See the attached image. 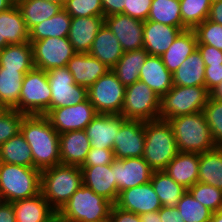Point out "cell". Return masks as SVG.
Returning a JSON list of instances; mask_svg holds the SVG:
<instances>
[{"mask_svg": "<svg viewBox=\"0 0 222 222\" xmlns=\"http://www.w3.org/2000/svg\"><path fill=\"white\" fill-rule=\"evenodd\" d=\"M148 53L144 48L124 52L123 56L111 69L118 80L125 86L139 81V73L145 64Z\"/></svg>", "mask_w": 222, "mask_h": 222, "instance_id": "cell-32", "label": "cell"}, {"mask_svg": "<svg viewBox=\"0 0 222 222\" xmlns=\"http://www.w3.org/2000/svg\"><path fill=\"white\" fill-rule=\"evenodd\" d=\"M103 8V16L121 14L124 11L126 0H100Z\"/></svg>", "mask_w": 222, "mask_h": 222, "instance_id": "cell-52", "label": "cell"}, {"mask_svg": "<svg viewBox=\"0 0 222 222\" xmlns=\"http://www.w3.org/2000/svg\"><path fill=\"white\" fill-rule=\"evenodd\" d=\"M183 30L179 27L146 20L143 45L149 55L162 56Z\"/></svg>", "mask_w": 222, "mask_h": 222, "instance_id": "cell-20", "label": "cell"}, {"mask_svg": "<svg viewBox=\"0 0 222 222\" xmlns=\"http://www.w3.org/2000/svg\"><path fill=\"white\" fill-rule=\"evenodd\" d=\"M198 182L222 190V148L199 154Z\"/></svg>", "mask_w": 222, "mask_h": 222, "instance_id": "cell-34", "label": "cell"}, {"mask_svg": "<svg viewBox=\"0 0 222 222\" xmlns=\"http://www.w3.org/2000/svg\"><path fill=\"white\" fill-rule=\"evenodd\" d=\"M143 23L122 13L104 17V24L117 37L124 52L144 48Z\"/></svg>", "mask_w": 222, "mask_h": 222, "instance_id": "cell-15", "label": "cell"}, {"mask_svg": "<svg viewBox=\"0 0 222 222\" xmlns=\"http://www.w3.org/2000/svg\"><path fill=\"white\" fill-rule=\"evenodd\" d=\"M188 191L202 205L217 212L222 207V190L214 186L196 182Z\"/></svg>", "mask_w": 222, "mask_h": 222, "instance_id": "cell-42", "label": "cell"}, {"mask_svg": "<svg viewBox=\"0 0 222 222\" xmlns=\"http://www.w3.org/2000/svg\"><path fill=\"white\" fill-rule=\"evenodd\" d=\"M83 184L96 194L103 196L110 202H117V189L114 170L109 165L81 166Z\"/></svg>", "mask_w": 222, "mask_h": 222, "instance_id": "cell-19", "label": "cell"}, {"mask_svg": "<svg viewBox=\"0 0 222 222\" xmlns=\"http://www.w3.org/2000/svg\"><path fill=\"white\" fill-rule=\"evenodd\" d=\"M29 42L32 45L35 67L44 71L67 66L76 54L68 37L44 38Z\"/></svg>", "mask_w": 222, "mask_h": 222, "instance_id": "cell-12", "label": "cell"}, {"mask_svg": "<svg viewBox=\"0 0 222 222\" xmlns=\"http://www.w3.org/2000/svg\"><path fill=\"white\" fill-rule=\"evenodd\" d=\"M139 80L162 98L173 87V75L166 68L161 56L149 55L139 73Z\"/></svg>", "mask_w": 222, "mask_h": 222, "instance_id": "cell-25", "label": "cell"}, {"mask_svg": "<svg viewBox=\"0 0 222 222\" xmlns=\"http://www.w3.org/2000/svg\"><path fill=\"white\" fill-rule=\"evenodd\" d=\"M152 0H126L122 14L146 21L150 12Z\"/></svg>", "mask_w": 222, "mask_h": 222, "instance_id": "cell-47", "label": "cell"}, {"mask_svg": "<svg viewBox=\"0 0 222 222\" xmlns=\"http://www.w3.org/2000/svg\"><path fill=\"white\" fill-rule=\"evenodd\" d=\"M161 98L142 81L126 87L121 116L150 121L159 119Z\"/></svg>", "mask_w": 222, "mask_h": 222, "instance_id": "cell-9", "label": "cell"}, {"mask_svg": "<svg viewBox=\"0 0 222 222\" xmlns=\"http://www.w3.org/2000/svg\"><path fill=\"white\" fill-rule=\"evenodd\" d=\"M0 222H16L12 203L0 201Z\"/></svg>", "mask_w": 222, "mask_h": 222, "instance_id": "cell-54", "label": "cell"}, {"mask_svg": "<svg viewBox=\"0 0 222 222\" xmlns=\"http://www.w3.org/2000/svg\"><path fill=\"white\" fill-rule=\"evenodd\" d=\"M115 205L138 215L158 211L162 207L151 182L121 191Z\"/></svg>", "mask_w": 222, "mask_h": 222, "instance_id": "cell-17", "label": "cell"}, {"mask_svg": "<svg viewBox=\"0 0 222 222\" xmlns=\"http://www.w3.org/2000/svg\"><path fill=\"white\" fill-rule=\"evenodd\" d=\"M45 1H49L51 3H55V4L59 5V6H61L62 8L65 7V4L67 2V0H45Z\"/></svg>", "mask_w": 222, "mask_h": 222, "instance_id": "cell-60", "label": "cell"}, {"mask_svg": "<svg viewBox=\"0 0 222 222\" xmlns=\"http://www.w3.org/2000/svg\"><path fill=\"white\" fill-rule=\"evenodd\" d=\"M123 53L119 40L104 24L99 29L89 54L112 69Z\"/></svg>", "mask_w": 222, "mask_h": 222, "instance_id": "cell-28", "label": "cell"}, {"mask_svg": "<svg viewBox=\"0 0 222 222\" xmlns=\"http://www.w3.org/2000/svg\"><path fill=\"white\" fill-rule=\"evenodd\" d=\"M209 222H222V207L217 212L212 213Z\"/></svg>", "mask_w": 222, "mask_h": 222, "instance_id": "cell-58", "label": "cell"}, {"mask_svg": "<svg viewBox=\"0 0 222 222\" xmlns=\"http://www.w3.org/2000/svg\"><path fill=\"white\" fill-rule=\"evenodd\" d=\"M51 94L46 71L32 68L23 78L19 112L26 115H45L50 110Z\"/></svg>", "mask_w": 222, "mask_h": 222, "instance_id": "cell-8", "label": "cell"}, {"mask_svg": "<svg viewBox=\"0 0 222 222\" xmlns=\"http://www.w3.org/2000/svg\"><path fill=\"white\" fill-rule=\"evenodd\" d=\"M29 42V30L17 5L0 12V50L10 44Z\"/></svg>", "mask_w": 222, "mask_h": 222, "instance_id": "cell-26", "label": "cell"}, {"mask_svg": "<svg viewBox=\"0 0 222 222\" xmlns=\"http://www.w3.org/2000/svg\"><path fill=\"white\" fill-rule=\"evenodd\" d=\"M119 193L150 182L153 169L143 157L114 158L111 164Z\"/></svg>", "mask_w": 222, "mask_h": 222, "instance_id": "cell-16", "label": "cell"}, {"mask_svg": "<svg viewBox=\"0 0 222 222\" xmlns=\"http://www.w3.org/2000/svg\"><path fill=\"white\" fill-rule=\"evenodd\" d=\"M13 4L9 0H0V12L8 10Z\"/></svg>", "mask_w": 222, "mask_h": 222, "instance_id": "cell-59", "label": "cell"}, {"mask_svg": "<svg viewBox=\"0 0 222 222\" xmlns=\"http://www.w3.org/2000/svg\"><path fill=\"white\" fill-rule=\"evenodd\" d=\"M26 114L16 109L0 111V146L20 132L22 120Z\"/></svg>", "mask_w": 222, "mask_h": 222, "instance_id": "cell-44", "label": "cell"}, {"mask_svg": "<svg viewBox=\"0 0 222 222\" xmlns=\"http://www.w3.org/2000/svg\"><path fill=\"white\" fill-rule=\"evenodd\" d=\"M82 185V171L78 166L59 164L41 171V194L56 212Z\"/></svg>", "mask_w": 222, "mask_h": 222, "instance_id": "cell-3", "label": "cell"}, {"mask_svg": "<svg viewBox=\"0 0 222 222\" xmlns=\"http://www.w3.org/2000/svg\"><path fill=\"white\" fill-rule=\"evenodd\" d=\"M16 222H57V212L40 193L12 202Z\"/></svg>", "mask_w": 222, "mask_h": 222, "instance_id": "cell-24", "label": "cell"}, {"mask_svg": "<svg viewBox=\"0 0 222 222\" xmlns=\"http://www.w3.org/2000/svg\"><path fill=\"white\" fill-rule=\"evenodd\" d=\"M77 85L89 89L110 69L89 53H76L67 64Z\"/></svg>", "mask_w": 222, "mask_h": 222, "instance_id": "cell-22", "label": "cell"}, {"mask_svg": "<svg viewBox=\"0 0 222 222\" xmlns=\"http://www.w3.org/2000/svg\"><path fill=\"white\" fill-rule=\"evenodd\" d=\"M13 5H17L20 0H9Z\"/></svg>", "mask_w": 222, "mask_h": 222, "instance_id": "cell-61", "label": "cell"}, {"mask_svg": "<svg viewBox=\"0 0 222 222\" xmlns=\"http://www.w3.org/2000/svg\"><path fill=\"white\" fill-rule=\"evenodd\" d=\"M126 119L121 115L98 114L84 129L90 147L113 149L114 140L121 124Z\"/></svg>", "mask_w": 222, "mask_h": 222, "instance_id": "cell-18", "label": "cell"}, {"mask_svg": "<svg viewBox=\"0 0 222 222\" xmlns=\"http://www.w3.org/2000/svg\"><path fill=\"white\" fill-rule=\"evenodd\" d=\"M217 1H221V0H210L211 3L217 2Z\"/></svg>", "mask_w": 222, "mask_h": 222, "instance_id": "cell-63", "label": "cell"}, {"mask_svg": "<svg viewBox=\"0 0 222 222\" xmlns=\"http://www.w3.org/2000/svg\"><path fill=\"white\" fill-rule=\"evenodd\" d=\"M199 153L179 152L164 171L187 190L198 182Z\"/></svg>", "mask_w": 222, "mask_h": 222, "instance_id": "cell-27", "label": "cell"}, {"mask_svg": "<svg viewBox=\"0 0 222 222\" xmlns=\"http://www.w3.org/2000/svg\"><path fill=\"white\" fill-rule=\"evenodd\" d=\"M41 171L0 162V201L14 202L41 193Z\"/></svg>", "mask_w": 222, "mask_h": 222, "instance_id": "cell-6", "label": "cell"}, {"mask_svg": "<svg viewBox=\"0 0 222 222\" xmlns=\"http://www.w3.org/2000/svg\"><path fill=\"white\" fill-rule=\"evenodd\" d=\"M150 182L162 206L166 207H177L179 200L187 191L186 188L176 183L164 170L153 171Z\"/></svg>", "mask_w": 222, "mask_h": 222, "instance_id": "cell-35", "label": "cell"}, {"mask_svg": "<svg viewBox=\"0 0 222 222\" xmlns=\"http://www.w3.org/2000/svg\"><path fill=\"white\" fill-rule=\"evenodd\" d=\"M161 222H185L181 217L177 207L162 206L159 209Z\"/></svg>", "mask_w": 222, "mask_h": 222, "instance_id": "cell-53", "label": "cell"}, {"mask_svg": "<svg viewBox=\"0 0 222 222\" xmlns=\"http://www.w3.org/2000/svg\"><path fill=\"white\" fill-rule=\"evenodd\" d=\"M125 90L110 69L88 89V99L98 114L121 115Z\"/></svg>", "mask_w": 222, "mask_h": 222, "instance_id": "cell-10", "label": "cell"}, {"mask_svg": "<svg viewBox=\"0 0 222 222\" xmlns=\"http://www.w3.org/2000/svg\"><path fill=\"white\" fill-rule=\"evenodd\" d=\"M179 152L204 153L215 148L203 111L169 119Z\"/></svg>", "mask_w": 222, "mask_h": 222, "instance_id": "cell-2", "label": "cell"}, {"mask_svg": "<svg viewBox=\"0 0 222 222\" xmlns=\"http://www.w3.org/2000/svg\"><path fill=\"white\" fill-rule=\"evenodd\" d=\"M29 71L4 70L0 67V106L19 111V96L24 75Z\"/></svg>", "mask_w": 222, "mask_h": 222, "instance_id": "cell-33", "label": "cell"}, {"mask_svg": "<svg viewBox=\"0 0 222 222\" xmlns=\"http://www.w3.org/2000/svg\"><path fill=\"white\" fill-rule=\"evenodd\" d=\"M201 57L204 60L205 66L222 65V51L207 44H197Z\"/></svg>", "mask_w": 222, "mask_h": 222, "instance_id": "cell-49", "label": "cell"}, {"mask_svg": "<svg viewBox=\"0 0 222 222\" xmlns=\"http://www.w3.org/2000/svg\"><path fill=\"white\" fill-rule=\"evenodd\" d=\"M182 23L188 29H194L208 18L210 0H179Z\"/></svg>", "mask_w": 222, "mask_h": 222, "instance_id": "cell-40", "label": "cell"}, {"mask_svg": "<svg viewBox=\"0 0 222 222\" xmlns=\"http://www.w3.org/2000/svg\"><path fill=\"white\" fill-rule=\"evenodd\" d=\"M222 82V65L205 66V87L210 93Z\"/></svg>", "mask_w": 222, "mask_h": 222, "instance_id": "cell-50", "label": "cell"}, {"mask_svg": "<svg viewBox=\"0 0 222 222\" xmlns=\"http://www.w3.org/2000/svg\"><path fill=\"white\" fill-rule=\"evenodd\" d=\"M145 144V121L126 119L117 132L113 145L114 158L142 157Z\"/></svg>", "mask_w": 222, "mask_h": 222, "instance_id": "cell-14", "label": "cell"}, {"mask_svg": "<svg viewBox=\"0 0 222 222\" xmlns=\"http://www.w3.org/2000/svg\"><path fill=\"white\" fill-rule=\"evenodd\" d=\"M114 154L112 149L91 147L82 166H97L112 164Z\"/></svg>", "mask_w": 222, "mask_h": 222, "instance_id": "cell-48", "label": "cell"}, {"mask_svg": "<svg viewBox=\"0 0 222 222\" xmlns=\"http://www.w3.org/2000/svg\"><path fill=\"white\" fill-rule=\"evenodd\" d=\"M185 222H209L212 211L196 200L187 190L177 204Z\"/></svg>", "mask_w": 222, "mask_h": 222, "instance_id": "cell-41", "label": "cell"}, {"mask_svg": "<svg viewBox=\"0 0 222 222\" xmlns=\"http://www.w3.org/2000/svg\"><path fill=\"white\" fill-rule=\"evenodd\" d=\"M113 203L84 184L57 212V222H96L109 218Z\"/></svg>", "mask_w": 222, "mask_h": 222, "instance_id": "cell-4", "label": "cell"}, {"mask_svg": "<svg viewBox=\"0 0 222 222\" xmlns=\"http://www.w3.org/2000/svg\"><path fill=\"white\" fill-rule=\"evenodd\" d=\"M20 132L31 149L33 168L43 171L61 164L59 134L45 115H25Z\"/></svg>", "mask_w": 222, "mask_h": 222, "instance_id": "cell-1", "label": "cell"}, {"mask_svg": "<svg viewBox=\"0 0 222 222\" xmlns=\"http://www.w3.org/2000/svg\"><path fill=\"white\" fill-rule=\"evenodd\" d=\"M172 75L173 86L205 87V63L199 50L190 54Z\"/></svg>", "mask_w": 222, "mask_h": 222, "instance_id": "cell-30", "label": "cell"}, {"mask_svg": "<svg viewBox=\"0 0 222 222\" xmlns=\"http://www.w3.org/2000/svg\"><path fill=\"white\" fill-rule=\"evenodd\" d=\"M17 6L22 13L28 30L56 15L63 9L55 3L45 0H20Z\"/></svg>", "mask_w": 222, "mask_h": 222, "instance_id": "cell-37", "label": "cell"}, {"mask_svg": "<svg viewBox=\"0 0 222 222\" xmlns=\"http://www.w3.org/2000/svg\"><path fill=\"white\" fill-rule=\"evenodd\" d=\"M147 20L181 28H188L182 23L179 0H152Z\"/></svg>", "mask_w": 222, "mask_h": 222, "instance_id": "cell-39", "label": "cell"}, {"mask_svg": "<svg viewBox=\"0 0 222 222\" xmlns=\"http://www.w3.org/2000/svg\"><path fill=\"white\" fill-rule=\"evenodd\" d=\"M197 37L193 29L182 31L168 50L161 56L166 68L173 74L197 49Z\"/></svg>", "mask_w": 222, "mask_h": 222, "instance_id": "cell-29", "label": "cell"}, {"mask_svg": "<svg viewBox=\"0 0 222 222\" xmlns=\"http://www.w3.org/2000/svg\"><path fill=\"white\" fill-rule=\"evenodd\" d=\"M216 147L222 148V101L208 97L203 109Z\"/></svg>", "mask_w": 222, "mask_h": 222, "instance_id": "cell-43", "label": "cell"}, {"mask_svg": "<svg viewBox=\"0 0 222 222\" xmlns=\"http://www.w3.org/2000/svg\"><path fill=\"white\" fill-rule=\"evenodd\" d=\"M97 115L89 99L73 105L50 109L45 116L58 134L84 130Z\"/></svg>", "mask_w": 222, "mask_h": 222, "instance_id": "cell-13", "label": "cell"}, {"mask_svg": "<svg viewBox=\"0 0 222 222\" xmlns=\"http://www.w3.org/2000/svg\"><path fill=\"white\" fill-rule=\"evenodd\" d=\"M71 24V16L62 9L51 18L36 24L29 30V41H37L44 38L67 37Z\"/></svg>", "mask_w": 222, "mask_h": 222, "instance_id": "cell-36", "label": "cell"}, {"mask_svg": "<svg viewBox=\"0 0 222 222\" xmlns=\"http://www.w3.org/2000/svg\"><path fill=\"white\" fill-rule=\"evenodd\" d=\"M96 222H110L109 218H106V219H103V220H100V221H96Z\"/></svg>", "mask_w": 222, "mask_h": 222, "instance_id": "cell-62", "label": "cell"}, {"mask_svg": "<svg viewBox=\"0 0 222 222\" xmlns=\"http://www.w3.org/2000/svg\"><path fill=\"white\" fill-rule=\"evenodd\" d=\"M179 153L174 133L167 120L145 121L143 158L154 171L164 170Z\"/></svg>", "mask_w": 222, "mask_h": 222, "instance_id": "cell-5", "label": "cell"}, {"mask_svg": "<svg viewBox=\"0 0 222 222\" xmlns=\"http://www.w3.org/2000/svg\"><path fill=\"white\" fill-rule=\"evenodd\" d=\"M209 96L204 86H173L161 98L159 119L168 121L177 116L203 111Z\"/></svg>", "mask_w": 222, "mask_h": 222, "instance_id": "cell-7", "label": "cell"}, {"mask_svg": "<svg viewBox=\"0 0 222 222\" xmlns=\"http://www.w3.org/2000/svg\"><path fill=\"white\" fill-rule=\"evenodd\" d=\"M52 91L50 109L73 106L88 99V89L77 85L67 66L46 71Z\"/></svg>", "mask_w": 222, "mask_h": 222, "instance_id": "cell-11", "label": "cell"}, {"mask_svg": "<svg viewBox=\"0 0 222 222\" xmlns=\"http://www.w3.org/2000/svg\"><path fill=\"white\" fill-rule=\"evenodd\" d=\"M90 148V140L84 130L59 134L60 161L63 165L81 167Z\"/></svg>", "mask_w": 222, "mask_h": 222, "instance_id": "cell-23", "label": "cell"}, {"mask_svg": "<svg viewBox=\"0 0 222 222\" xmlns=\"http://www.w3.org/2000/svg\"><path fill=\"white\" fill-rule=\"evenodd\" d=\"M193 30L198 44H207L222 51V25L206 19Z\"/></svg>", "mask_w": 222, "mask_h": 222, "instance_id": "cell-45", "label": "cell"}, {"mask_svg": "<svg viewBox=\"0 0 222 222\" xmlns=\"http://www.w3.org/2000/svg\"><path fill=\"white\" fill-rule=\"evenodd\" d=\"M140 222H161V217L158 211L147 212L140 214Z\"/></svg>", "mask_w": 222, "mask_h": 222, "instance_id": "cell-56", "label": "cell"}, {"mask_svg": "<svg viewBox=\"0 0 222 222\" xmlns=\"http://www.w3.org/2000/svg\"><path fill=\"white\" fill-rule=\"evenodd\" d=\"M207 19L222 25V0L211 3Z\"/></svg>", "mask_w": 222, "mask_h": 222, "instance_id": "cell-55", "label": "cell"}, {"mask_svg": "<svg viewBox=\"0 0 222 222\" xmlns=\"http://www.w3.org/2000/svg\"><path fill=\"white\" fill-rule=\"evenodd\" d=\"M104 25V16L71 17L68 39L76 53H89L93 41Z\"/></svg>", "mask_w": 222, "mask_h": 222, "instance_id": "cell-21", "label": "cell"}, {"mask_svg": "<svg viewBox=\"0 0 222 222\" xmlns=\"http://www.w3.org/2000/svg\"><path fill=\"white\" fill-rule=\"evenodd\" d=\"M0 162L33 167L31 149L21 132L0 146Z\"/></svg>", "mask_w": 222, "mask_h": 222, "instance_id": "cell-38", "label": "cell"}, {"mask_svg": "<svg viewBox=\"0 0 222 222\" xmlns=\"http://www.w3.org/2000/svg\"><path fill=\"white\" fill-rule=\"evenodd\" d=\"M210 97L222 101V82L210 92Z\"/></svg>", "mask_w": 222, "mask_h": 222, "instance_id": "cell-57", "label": "cell"}, {"mask_svg": "<svg viewBox=\"0 0 222 222\" xmlns=\"http://www.w3.org/2000/svg\"><path fill=\"white\" fill-rule=\"evenodd\" d=\"M109 220L110 222H140V216L136 213L122 210L113 204Z\"/></svg>", "mask_w": 222, "mask_h": 222, "instance_id": "cell-51", "label": "cell"}, {"mask_svg": "<svg viewBox=\"0 0 222 222\" xmlns=\"http://www.w3.org/2000/svg\"><path fill=\"white\" fill-rule=\"evenodd\" d=\"M63 9L71 17L103 16L100 0H67Z\"/></svg>", "mask_w": 222, "mask_h": 222, "instance_id": "cell-46", "label": "cell"}, {"mask_svg": "<svg viewBox=\"0 0 222 222\" xmlns=\"http://www.w3.org/2000/svg\"><path fill=\"white\" fill-rule=\"evenodd\" d=\"M0 67L17 71H30L34 68L31 43L10 44L0 50Z\"/></svg>", "mask_w": 222, "mask_h": 222, "instance_id": "cell-31", "label": "cell"}]
</instances>
